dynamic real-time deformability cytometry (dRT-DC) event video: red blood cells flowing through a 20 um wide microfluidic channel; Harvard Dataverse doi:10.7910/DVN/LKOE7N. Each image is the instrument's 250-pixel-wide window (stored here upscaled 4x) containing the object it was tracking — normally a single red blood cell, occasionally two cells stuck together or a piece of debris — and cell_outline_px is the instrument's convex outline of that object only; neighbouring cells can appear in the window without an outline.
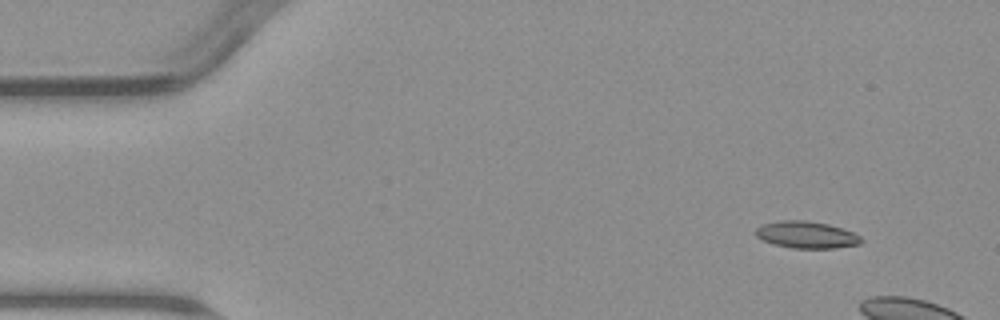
{"species": "common noctule bat (a hibernating species)", "species_latin": "Nyctalus noctula", "temperature_condition": "warm", "stored_images_in_passage": 3, "camera_frame_rate_fps": 3000, "um_per_image_px": 0.085, "animal": {"sex": "male", "body_mass_g": 23.1, "forearm_length_mm": 52.7}, "frame": {"image": 1, "passage_image": 1, "time_ms": 0.0, "image_size_px": [1000, 320], "cell_outline_px": [[864, 240], [860, 244], [836, 248], [792, 248], [772, 244], [756, 236], [756, 228], [764, 224], [780, 220], [804, 220], [828, 224], [852, 232], [860, 236]], "centroid_in_image_um": [68.56, 19.96], "position_along_channel_um": 16.4, "area_um2": 16.47}}